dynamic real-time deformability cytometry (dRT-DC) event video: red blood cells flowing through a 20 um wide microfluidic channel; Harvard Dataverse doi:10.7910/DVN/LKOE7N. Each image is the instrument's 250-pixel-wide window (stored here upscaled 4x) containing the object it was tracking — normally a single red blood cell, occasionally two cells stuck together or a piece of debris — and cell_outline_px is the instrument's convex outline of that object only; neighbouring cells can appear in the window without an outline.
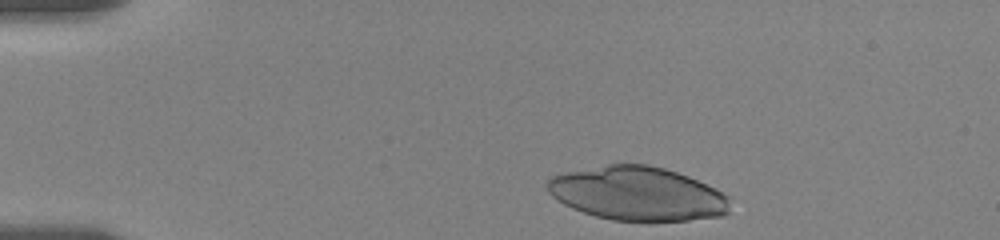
{"species": "human", "species_latin": "Homo sapiens", "temperature_condition": "room temperature", "stored_images_in_passage": 45, "camera_frame_rate_fps": 3000, "um_per_image_px": 0.085, "donor": {"sex": "female"}, "frame": {"image": 1, "passage_image": 1, "time_ms": 0.0, "image_size_px": [1000, 240], "cell_outline_px": [[728, 212], [724, 216], [688, 220], [612, 220], [596, 216], [572, 208], [556, 200], [548, 192], [548, 180], [552, 176], [564, 172], [608, 164], [648, 164], [664, 168], [688, 176], [728, 196]], "centroid_in_image_um": [54.15, 16.45], "position_along_channel_um": 30.9, "area_um2": 56.76}}